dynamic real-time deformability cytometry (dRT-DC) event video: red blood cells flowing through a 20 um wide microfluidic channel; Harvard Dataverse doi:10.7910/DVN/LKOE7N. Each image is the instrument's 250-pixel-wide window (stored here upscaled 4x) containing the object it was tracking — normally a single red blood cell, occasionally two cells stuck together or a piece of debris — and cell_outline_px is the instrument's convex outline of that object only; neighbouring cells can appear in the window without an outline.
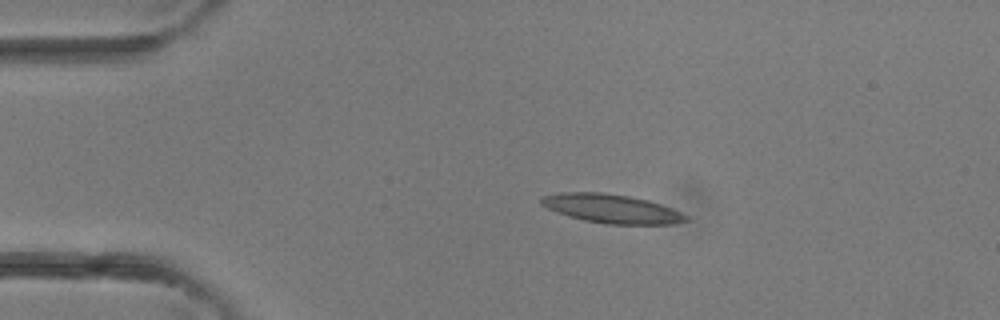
{"species": "common noctule bat (a hibernating species)", "species_latin": "Nyctalus noctula", "temperature_condition": "room temperature", "stored_images_in_passage": 3, "camera_frame_rate_fps": 3000, "um_per_image_px": 0.085, "animal": {"sex": "female"}, "frame": {"image": 1, "passage_image": 2, "time_ms": 0.333, "image_size_px": [1000, 320], "cell_outline_px": [[688, 220], [668, 224], [604, 224], [584, 220], [568, 216], [556, 212], [540, 204], [540, 200], [544, 196], [560, 192], [600, 192], [628, 196], [648, 200], [672, 208], [688, 216]], "centroid_in_image_um": [51.96, 17.73], "position_along_channel_um": 33.0, "area_um2": 24.16}}